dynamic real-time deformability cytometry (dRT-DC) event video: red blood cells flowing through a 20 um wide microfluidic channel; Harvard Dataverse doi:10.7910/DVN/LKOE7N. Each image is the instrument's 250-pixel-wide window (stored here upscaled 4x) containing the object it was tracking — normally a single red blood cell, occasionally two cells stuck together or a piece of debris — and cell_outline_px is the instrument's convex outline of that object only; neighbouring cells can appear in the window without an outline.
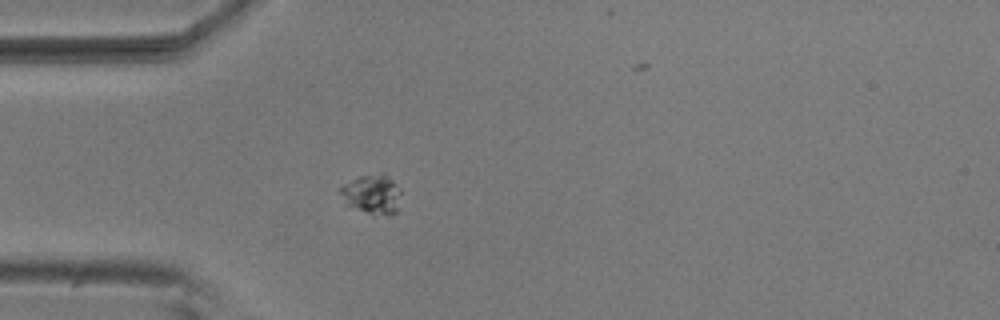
{"species": "common noctule bat (a hibernating species)", "species_latin": "Nyctalus noctula", "temperature_condition": "room temperature", "stored_images_in_passage": 4, "camera_frame_rate_fps": 3000, "um_per_image_px": 0.085, "animal": {"sex": "male", "body_mass_g": 20.5, "forearm_length_mm": 52.5}, "frame": {"image": 1, "passage_image": 3, "time_ms": 0.667, "image_size_px": [1000, 320], "cell_outline_px": [[400, 212], [388, 216], [368, 212], [344, 204], [340, 192], [340, 188], [344, 184], [360, 176], [380, 172], [384, 172], [400, 188]], "centroid_in_image_um": [31.68, 16.51], "position_along_channel_um": 53.3, "area_um2": 14.16}}